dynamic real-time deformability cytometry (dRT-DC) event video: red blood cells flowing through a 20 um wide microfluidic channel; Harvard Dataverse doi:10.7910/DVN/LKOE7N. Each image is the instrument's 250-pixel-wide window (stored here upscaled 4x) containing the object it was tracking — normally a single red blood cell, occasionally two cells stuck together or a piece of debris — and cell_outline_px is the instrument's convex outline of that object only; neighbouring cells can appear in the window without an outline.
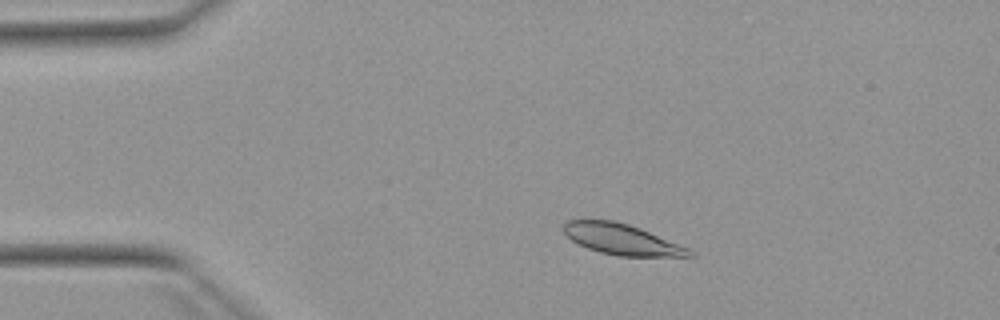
{"species": "Egyptian fruit bat (a non-hibernating species)", "species_latin": "Rousettus aegyptiacus", "temperature_condition": "warm", "stored_images_in_passage": 49, "camera_frame_rate_fps": 3000, "um_per_image_px": 0.085, "animal": {"sex": "female"}, "frame": {"image": 1, "passage_image": 7, "time_ms": 2.0, "image_size_px": [1000, 320], "cell_outline_px": [[696, 256], [620, 256], [600, 252], [588, 248], [572, 240], [564, 232], [564, 224], [568, 220], [612, 220], [628, 224], [640, 228], [688, 248], [696, 252]], "centroid_in_image_um": [52.88, 20.35], "position_along_channel_um": 32.1, "area_um2": 22.2}}
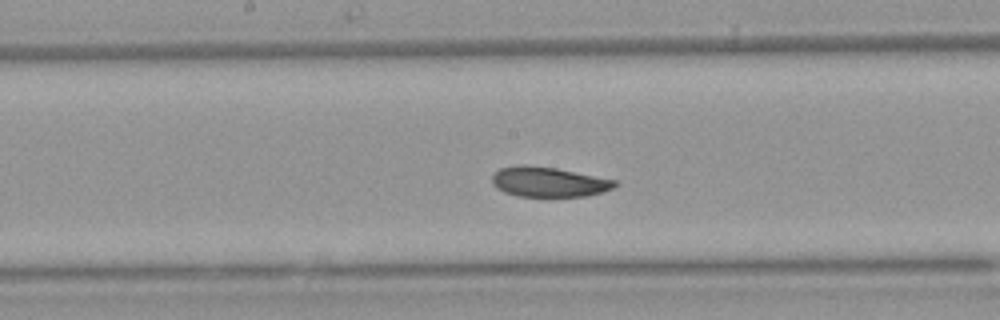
{"frame": {"image": 2, "passage_image": 24, "time_ms": 7.667, "image_size_px": [1000, 320], "cell_outline_px": [[620, 184], [612, 188], [588, 196], [516, 196], [504, 192], [496, 188], [492, 184], [492, 172], [500, 168], [516, 164], [524, 164], [556, 168], [616, 180]], "centroid_in_image_um": [46.58, 15.45], "position_along_channel_um": 201.6, "area_um2": 21.62}}
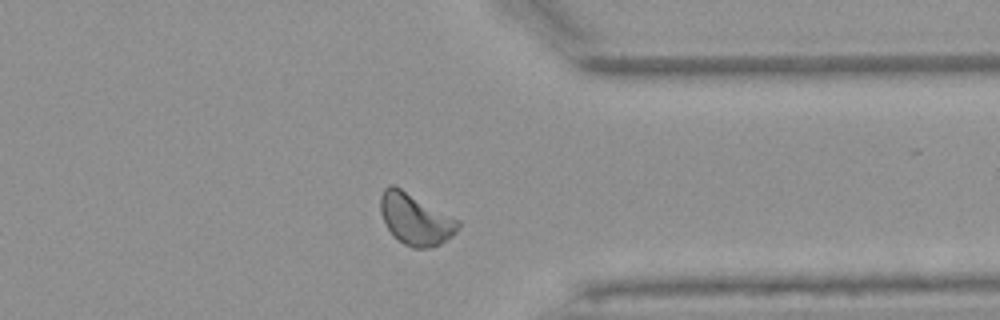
{"frame": {"image": 3, "passage_image": 38, "time_ms": 12.333, "image_size_px": [1000, 320], "cell_outline_px": [[460, 224], [456, 232], [452, 236], [440, 244], [428, 248], [412, 248], [404, 244], [392, 236], [380, 212], [380, 196], [384, 188], [388, 184], [392, 184], [400, 188], [460, 220]], "centroid_in_image_um": [35.3, 18.63], "position_along_channel_um": 376.1, "area_um2": 23.18}, "authors_computed_cell_mechanics": {"area_um2": 22.5998, "velocity_mm_per_s": 3.861, "shape_relaxation_time_tau1_ms": 3.8547, "shape_relaxation_time_tau2_ms": 2.7753, "deformation_change_tau1": 0.1002, "deformation_change_tau2": 0.0713}}